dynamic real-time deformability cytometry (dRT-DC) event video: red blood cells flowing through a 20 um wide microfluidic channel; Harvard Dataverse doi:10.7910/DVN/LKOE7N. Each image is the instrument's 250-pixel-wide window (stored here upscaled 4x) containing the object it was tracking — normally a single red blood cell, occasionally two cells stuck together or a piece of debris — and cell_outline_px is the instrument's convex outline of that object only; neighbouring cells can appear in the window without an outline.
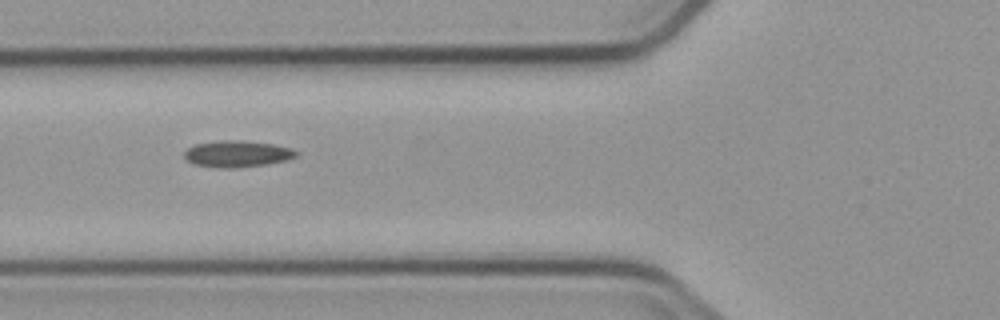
{"species": "common noctule bat (a hibernating species)", "species_latin": "Nyctalus noctula", "temperature_condition": "cold", "stored_images_in_passage": 9, "camera_frame_rate_fps": 3000, "um_per_image_px": 0.085, "animal": {"sex": "male", "body_mass_g": 23.1, "forearm_length_mm": 52.7}, "frame": {"image": 1, "passage_image": 8, "time_ms": 8.333, "image_size_px": [1000, 320], "cell_outline_px": [[296, 156], [284, 160], [268, 164], [232, 168], [216, 168], [192, 164], [184, 156], [184, 152], [188, 148], [196, 144], [220, 140], [232, 140], [272, 144], [292, 148], [296, 152]], "centroid_in_image_um": [20.11, 13.09], "position_along_channel_um": 105.7, "area_um2": 17.05}}
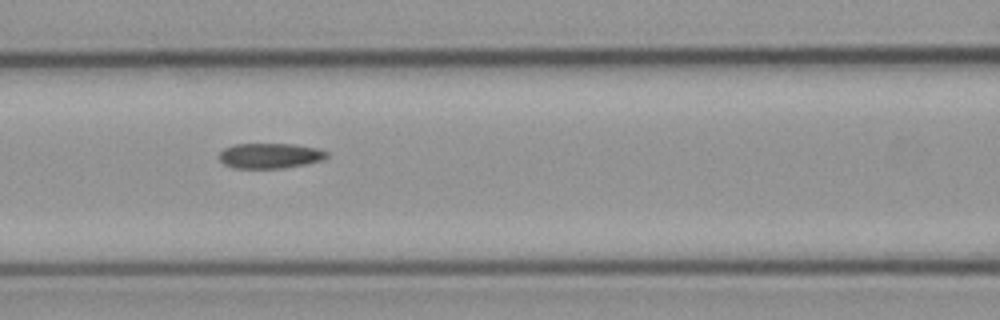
{"frame": {"image": 2, "passage_image": 9, "time_ms": 9.333, "image_size_px": [1000, 320], "cell_outline_px": [[328, 156], [320, 160], [304, 164], [280, 168], [232, 168], [224, 164], [220, 160], [220, 152], [224, 148], [236, 144], [296, 144], [316, 148], [328, 152]], "centroid_in_image_um": [22.92, 13.23], "position_along_channel_um": 143.7, "area_um2": 15.66}}